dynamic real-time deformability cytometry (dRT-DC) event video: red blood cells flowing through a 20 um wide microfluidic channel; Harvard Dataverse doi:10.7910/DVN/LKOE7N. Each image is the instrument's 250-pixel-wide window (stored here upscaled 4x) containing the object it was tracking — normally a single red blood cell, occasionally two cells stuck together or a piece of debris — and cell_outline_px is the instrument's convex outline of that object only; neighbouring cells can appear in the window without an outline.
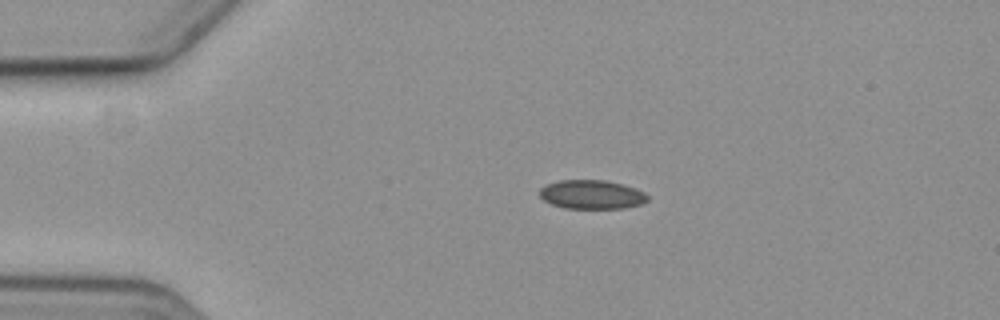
{"species": "common noctule bat (a hibernating species)", "species_latin": "Nyctalus noctula", "temperature_condition": "cold", "stored_images_in_passage": 6, "camera_frame_rate_fps": 3000, "um_per_image_px": 0.085, "animal": {"sex": "female", "body_mass_g": 19.3, "forearm_length_mm": 54.1}, "frame": {"image": 1, "passage_image": 2, "time_ms": 1.333, "image_size_px": [1000, 320], "cell_outline_px": [[648, 200], [640, 204], [624, 208], [564, 208], [552, 204], [544, 200], [540, 196], [540, 188], [548, 184], [560, 180], [604, 180], [636, 188], [644, 192], [648, 196]], "centroid_in_image_um": [50.3, 16.53], "position_along_channel_um": 34.7, "area_um2": 18.03}}
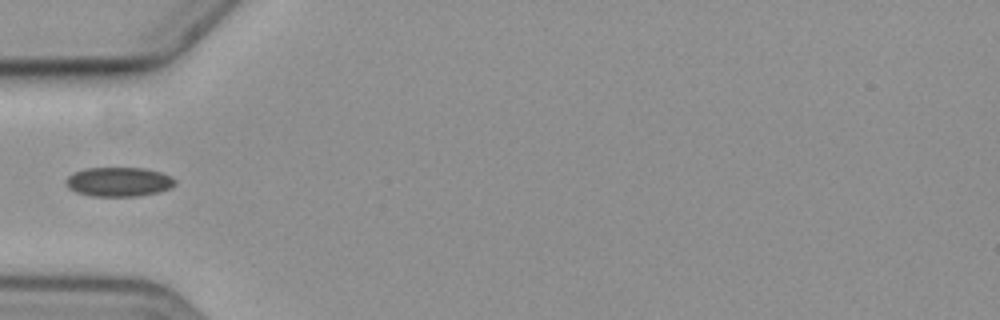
{"frame": {"image": 2, "passage_image": 4, "time_ms": 3.667, "image_size_px": [1000, 320], "cell_outline_px": [[176, 184], [160, 192], [136, 196], [92, 196], [76, 192], [68, 188], [64, 184], [64, 180], [72, 172], [84, 168], [144, 168], [160, 172], [172, 176], [176, 180]], "centroid_in_image_um": [10.06, 15.45], "position_along_channel_um": 74.9, "area_um2": 18.84}}
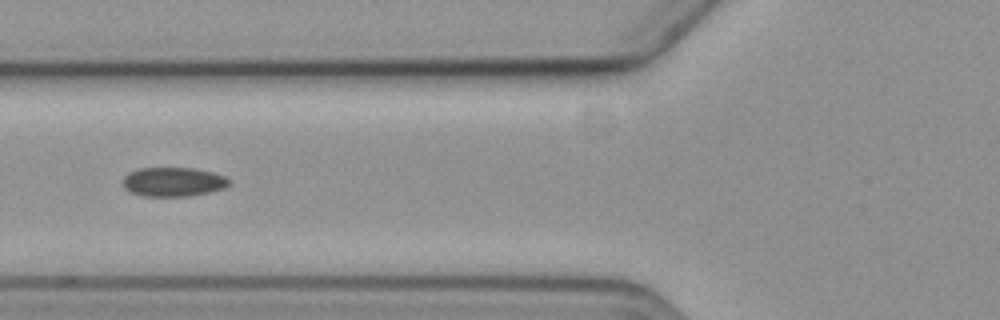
{"frame": {"image": 3, "passage_image": 5, "time_ms": 4.667, "image_size_px": [1000, 320], "cell_outline_px": [[232, 184], [224, 188], [208, 192], [188, 196], [144, 196], [132, 192], [124, 188], [124, 176], [128, 172], [140, 168], [192, 168], [212, 172], [224, 176], [232, 180]], "centroid_in_image_um": [14.76, 15.45], "position_along_channel_um": 111.0, "area_um2": 18.03}}